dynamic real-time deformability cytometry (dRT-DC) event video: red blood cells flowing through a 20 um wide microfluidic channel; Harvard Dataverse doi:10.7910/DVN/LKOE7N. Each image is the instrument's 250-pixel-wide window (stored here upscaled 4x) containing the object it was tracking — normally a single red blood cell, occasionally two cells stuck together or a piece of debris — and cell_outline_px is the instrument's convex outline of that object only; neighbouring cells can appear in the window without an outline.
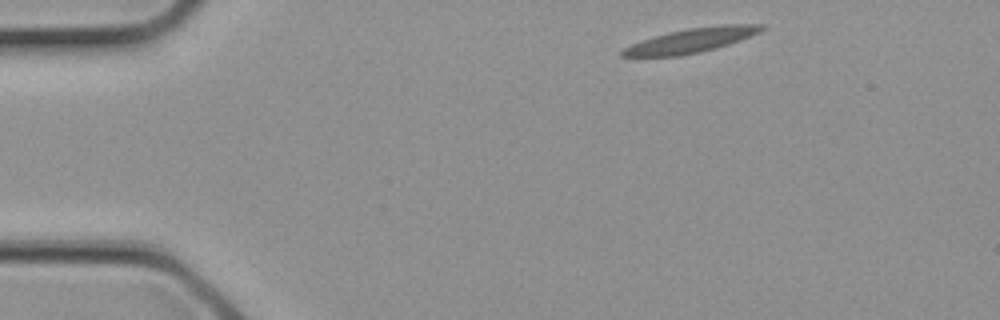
{"species": "common noctule bat (a hibernating species)", "species_latin": "Nyctalus noctula", "temperature_condition": "cold", "stored_images_in_passage": 2, "camera_frame_rate_fps": 3000, "um_per_image_px": 0.085, "animal": {"sex": "female", "body_mass_g": 21.9}, "frame": {"image": 1, "passage_image": 1, "time_ms": 0.0, "image_size_px": [1000, 320], "cell_outline_px": [[764, 28], [760, 32], [740, 40], [716, 48], [700, 52], [680, 56], [620, 56], [620, 52], [624, 48], [632, 44], [652, 36], [668, 32], [688, 28], [724, 24], [764, 24]], "centroid_in_image_um": [58.76, 3.42], "position_along_channel_um": 26.2, "area_um2": 19.71}}